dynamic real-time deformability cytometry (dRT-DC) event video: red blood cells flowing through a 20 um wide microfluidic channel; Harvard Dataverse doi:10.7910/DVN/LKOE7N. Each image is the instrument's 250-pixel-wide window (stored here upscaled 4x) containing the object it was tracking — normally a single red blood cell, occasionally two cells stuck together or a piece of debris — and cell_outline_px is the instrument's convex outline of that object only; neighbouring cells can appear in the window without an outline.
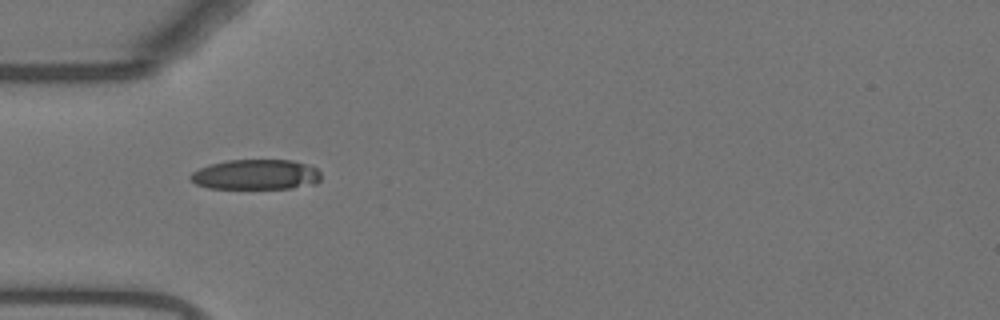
{"species": "Egyptian fruit bat (a non-hibernating species)", "species_latin": "Rousettus aegyptiacus", "temperature_condition": "warm", "stored_images_in_passage": 38, "camera_frame_rate_fps": 3000, "um_per_image_px": 0.085, "animal": {"sex": "female"}, "frame": {"image": 1, "passage_image": 1, "time_ms": 0.0, "image_size_px": [1000, 320], "cell_outline_px": [[320, 180], [316, 184], [292, 188], [208, 188], [196, 184], [188, 176], [192, 172], [208, 164], [228, 160], [292, 160], [316, 168], [320, 172]], "centroid_in_image_um": [21.74, 14.84], "position_along_channel_um": 63.3, "area_um2": 22.95}}
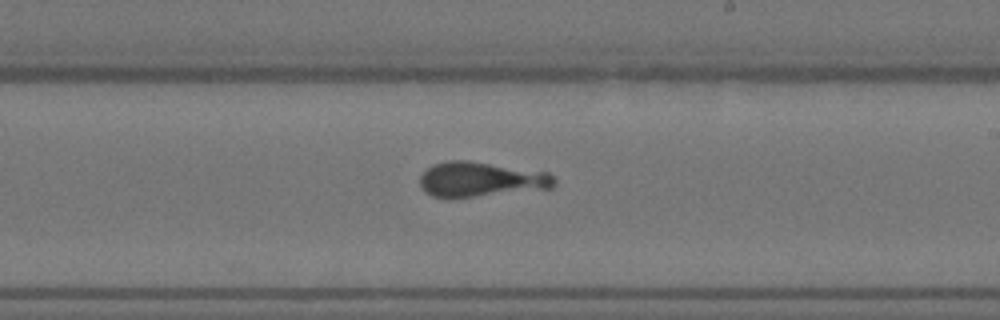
{"frame": {"image": 2, "passage_image": 16, "time_ms": 5.0, "image_size_px": [1000, 320], "cell_outline_px": [[556, 184], [552, 188], [452, 200], [448, 200], [432, 196], [424, 192], [420, 184], [420, 176], [432, 164], [448, 160], [464, 160], [548, 172], [556, 180]], "centroid_in_image_um": [40.83, 15.29], "position_along_channel_um": 248.2, "area_um2": 27.98}}
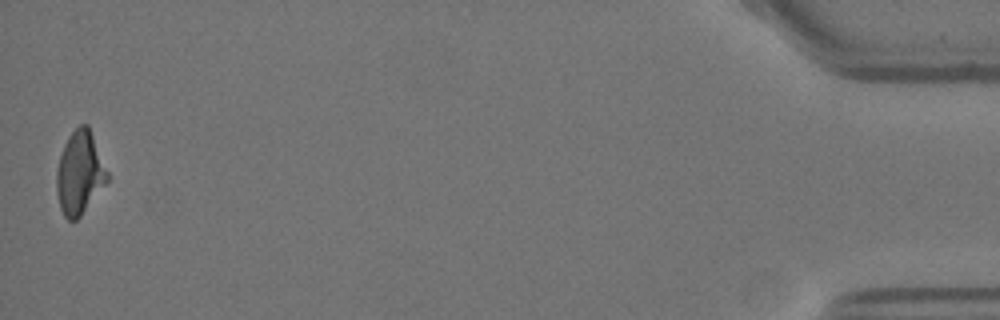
{"frame": {"image": 3, "passage_image": 38, "time_ms": 12.333, "image_size_px": [1000, 320], "cell_outline_px": [[112, 176], [80, 216], [76, 220], [68, 220], [64, 216], [60, 208], [56, 188], [56, 172], [60, 156], [64, 144], [68, 136], [80, 124], [88, 124]], "centroid_in_image_um": [6.81, 14.67], "position_along_channel_um": 428.4, "area_um2": 24.91}}